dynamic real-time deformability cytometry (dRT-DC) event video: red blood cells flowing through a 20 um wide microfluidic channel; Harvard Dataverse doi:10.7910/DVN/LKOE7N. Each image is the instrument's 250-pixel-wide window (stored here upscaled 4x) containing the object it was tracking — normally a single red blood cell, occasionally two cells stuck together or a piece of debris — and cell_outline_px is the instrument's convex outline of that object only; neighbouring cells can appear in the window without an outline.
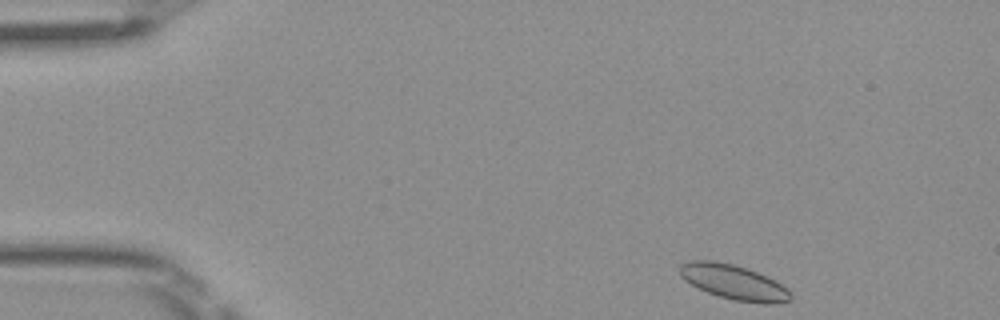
{"species": "Egyptian fruit bat (a non-hibernating species)", "species_latin": "Rousettus aegyptiacus", "temperature_condition": "room temperature", "stored_images_in_passage": 45, "camera_frame_rate_fps": 3000, "um_per_image_px": 0.085, "frame": {"image": 1, "passage_image": 1, "time_ms": 0.0, "image_size_px": [1000, 320], "cell_outline_px": [[792, 296], [788, 300], [772, 304], [764, 304], [736, 300], [720, 296], [708, 292], [692, 284], [680, 276], [680, 264], [688, 260], [712, 260], [732, 264], [748, 268], [768, 276], [776, 280], [788, 288], [792, 292]], "centroid_in_image_um": [62.41, 23.96], "position_along_channel_um": 22.6, "area_um2": 22.48}}
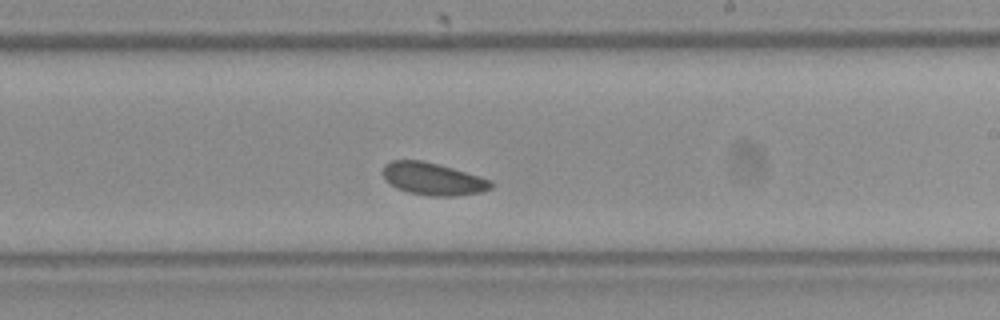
{"frame": {"image": 2, "passage_image": 25, "time_ms": 8.0, "image_size_px": [1000, 320], "cell_outline_px": [[492, 188], [480, 192], [456, 196], [432, 196], [408, 192], [396, 188], [384, 180], [384, 164], [392, 160], [424, 160], [480, 176], [492, 180]], "centroid_in_image_um": [36.79, 15.2], "position_along_channel_um": 252.2, "area_um2": 20.4}}
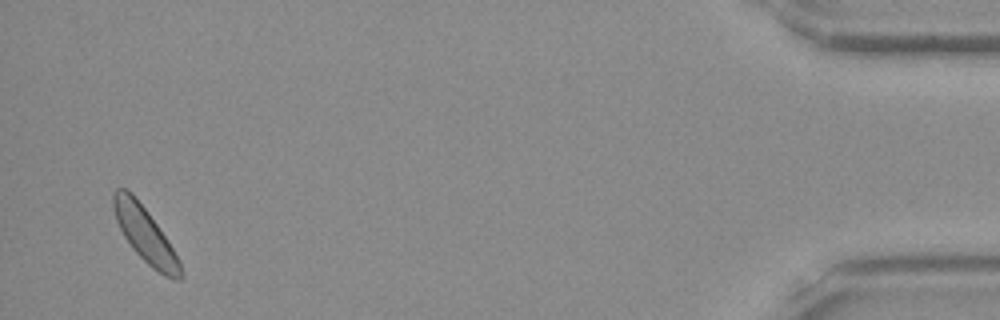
{"frame": {"image": 3, "passage_image": 44, "time_ms": 14.333, "image_size_px": [1000, 320], "cell_outline_px": [[180, 280], [176, 280], [164, 276], [152, 268], [132, 248], [124, 236], [116, 220], [112, 208], [112, 192], [116, 188], [128, 188], [132, 192], [148, 212], [180, 260]], "centroid_in_image_um": [12.27, 19.89], "position_along_channel_um": 422.9, "area_um2": 21.21}, "authors_computed_cell_mechanics": {"area_um2": 20.6924, "velocity_mm_per_s": 3.9711, "shape_relaxation_time_tau1_ms": 5.191, "shape_relaxation_time_tau2_ms": null, "deformation_change_tau1": 0.0584, "deformation_change_tau2": null}}